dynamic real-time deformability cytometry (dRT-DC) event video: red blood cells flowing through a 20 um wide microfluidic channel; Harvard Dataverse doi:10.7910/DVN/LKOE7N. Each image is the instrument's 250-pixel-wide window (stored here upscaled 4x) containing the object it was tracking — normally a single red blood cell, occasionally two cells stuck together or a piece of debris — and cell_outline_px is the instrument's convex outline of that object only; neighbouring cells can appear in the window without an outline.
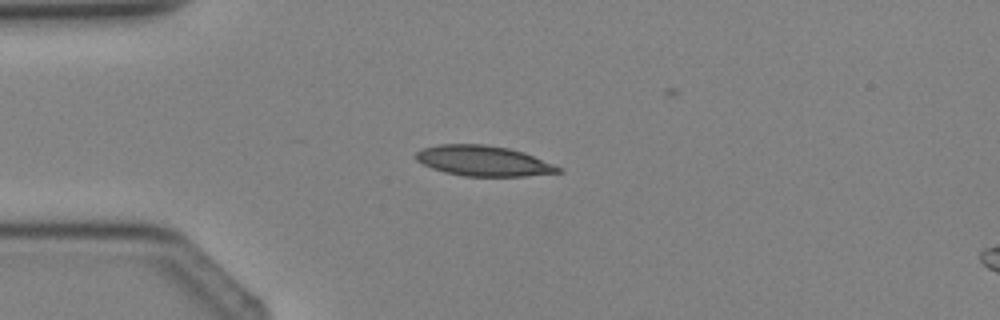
{"species": "Egyptian fruit bat (a non-hibernating species)", "species_latin": "Rousettus aegyptiacus", "temperature_condition": "cold", "stored_images_in_passage": 4, "camera_frame_rate_fps": 3000, "um_per_image_px": 0.085, "animal": {"sex": "female"}, "frame": {"image": 1, "passage_image": 3, "time_ms": 2.333, "image_size_px": [1000, 320], "cell_outline_px": [[564, 172], [524, 176], [464, 176], [444, 172], [432, 168], [416, 160], [416, 152], [424, 148], [440, 144], [484, 144], [508, 148], [524, 152], [564, 168]], "centroid_in_image_um": [41.14, 13.68], "position_along_channel_um": 43.9, "area_um2": 25.2}}